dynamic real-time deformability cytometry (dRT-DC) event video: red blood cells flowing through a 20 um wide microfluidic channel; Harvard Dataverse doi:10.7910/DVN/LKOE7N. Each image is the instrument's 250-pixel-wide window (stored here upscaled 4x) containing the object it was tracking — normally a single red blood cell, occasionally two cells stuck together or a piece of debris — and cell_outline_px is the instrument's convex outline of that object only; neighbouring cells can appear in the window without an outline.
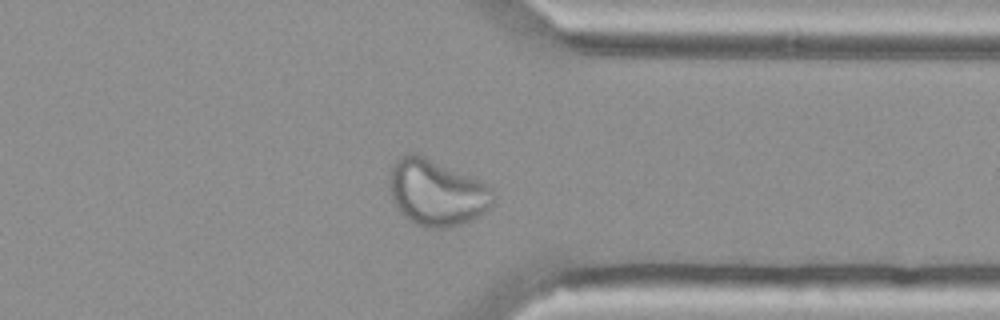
{"species": "Egyptian fruit bat (a non-hibernating species)", "species_latin": "Rousettus aegyptiacus", "temperature_condition": "cold", "stored_images_in_passage": 44, "camera_frame_rate_fps": 3000, "um_per_image_px": 0.085, "animal": {"sex": "female"}, "frame": {"image": 1, "passage_image": 32, "time_ms": 10.333, "image_size_px": [1000, 320], "cell_outline_px": [[492, 204], [484, 212], [460, 224], [448, 228], [428, 228], [416, 224], [404, 216], [396, 208], [392, 200], [388, 180], [388, 172], [392, 164], [400, 156], [408, 152], [416, 152], [480, 180], [488, 184], [492, 188]], "centroid_in_image_um": [37.05, 16.34], "position_along_channel_um": 374.4, "area_um2": 40.23}}